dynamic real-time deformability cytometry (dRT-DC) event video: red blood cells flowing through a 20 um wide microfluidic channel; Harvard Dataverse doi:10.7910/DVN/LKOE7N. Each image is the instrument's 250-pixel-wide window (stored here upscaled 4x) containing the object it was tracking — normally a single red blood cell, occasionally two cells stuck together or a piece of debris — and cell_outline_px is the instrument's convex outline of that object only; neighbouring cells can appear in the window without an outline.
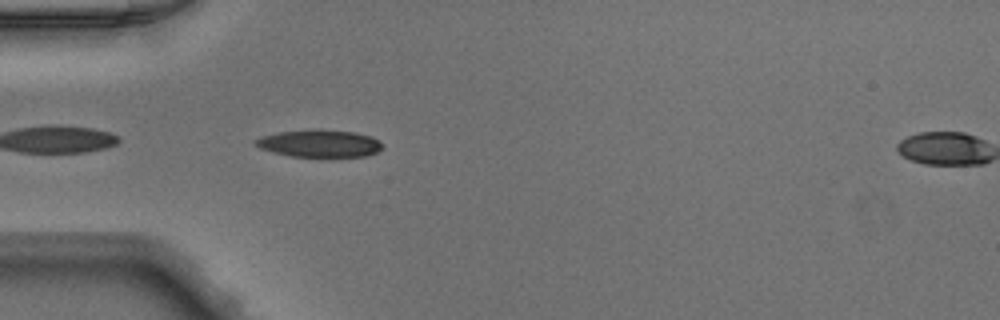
{"species": "Egyptian fruit bat (a non-hibernating species)", "species_latin": "Rousettus aegyptiacus", "temperature_condition": "warm", "stored_images_in_passage": 4, "camera_frame_rate_fps": 3000, "um_per_image_px": 0.085, "animal": {"sex": "male"}, "frame": {"image": 1, "passage_image": 3, "time_ms": 0.667, "image_size_px": [1000, 320], "cell_outline_px": [[384, 148], [376, 152], [364, 156], [332, 160], [292, 156], [272, 152], [260, 148], [252, 140], [264, 136], [280, 132], [352, 132], [372, 136], [380, 140], [384, 144]], "centroid_in_image_um": [27.25, 12.29], "position_along_channel_um": 57.7, "area_um2": 20.23}}